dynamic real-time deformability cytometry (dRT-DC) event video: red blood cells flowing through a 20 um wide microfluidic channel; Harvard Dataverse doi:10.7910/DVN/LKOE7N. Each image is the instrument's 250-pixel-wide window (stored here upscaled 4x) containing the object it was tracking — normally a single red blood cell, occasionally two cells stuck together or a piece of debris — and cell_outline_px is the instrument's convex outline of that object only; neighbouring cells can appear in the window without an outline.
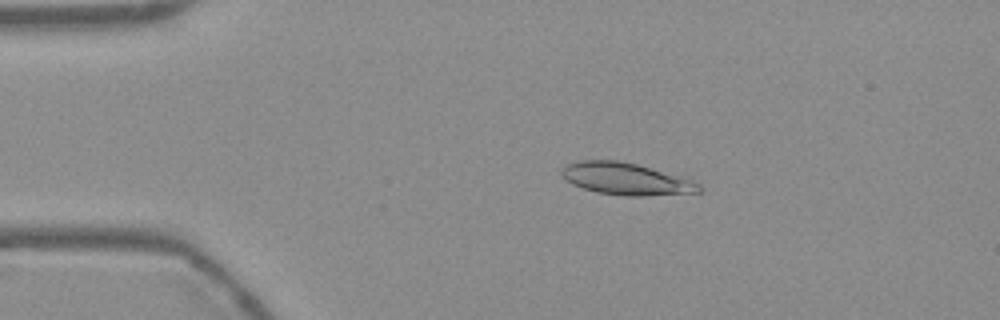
{"species": "Egyptian fruit bat (a non-hibernating species)", "species_latin": "Rousettus aegyptiacus", "temperature_condition": "warm", "stored_images_in_passage": 19, "camera_frame_rate_fps": 3000, "um_per_image_px": 0.085, "frame": {"image": 1, "passage_image": 6, "time_ms": 1.667, "image_size_px": [1000, 320], "cell_outline_px": [[704, 192], [644, 196], [624, 196], [596, 192], [572, 184], [560, 172], [560, 168], [568, 164], [580, 160], [616, 160], [636, 164], [692, 176], [704, 188]], "centroid_in_image_um": [53.38, 15.2], "position_along_channel_um": 31.6, "area_um2": 26.47}}
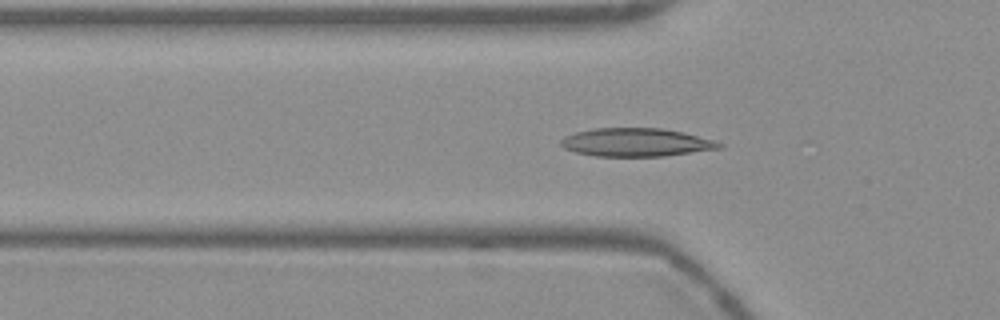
{"frame": {"image": 2, "passage_image": 13, "time_ms": 4.0, "image_size_px": [1000, 320], "cell_outline_px": [[724, 148], [664, 156], [596, 156], [576, 152], [564, 148], [560, 144], [560, 140], [564, 136], [576, 132], [592, 128], [660, 128], [684, 132], [716, 140], [724, 144]], "centroid_in_image_um": [54.11, 12.09], "position_along_channel_um": 71.7, "area_um2": 26.3}}
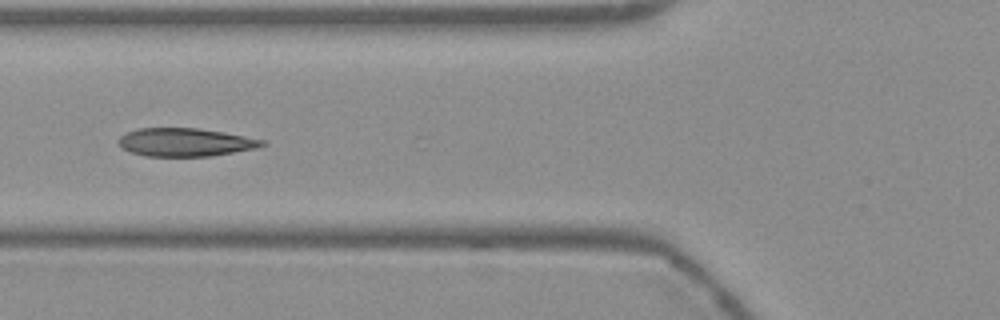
{"frame": {"image": 3, "passage_image": 16, "time_ms": 5.0, "image_size_px": [1000, 320], "cell_outline_px": [[268, 144], [256, 148], [212, 156], [144, 156], [120, 148], [116, 144], [116, 140], [120, 136], [136, 128], [200, 128], [224, 132], [264, 140]], "centroid_in_image_um": [15.71, 12.09], "position_along_channel_um": 110.1, "area_um2": 23.81}}